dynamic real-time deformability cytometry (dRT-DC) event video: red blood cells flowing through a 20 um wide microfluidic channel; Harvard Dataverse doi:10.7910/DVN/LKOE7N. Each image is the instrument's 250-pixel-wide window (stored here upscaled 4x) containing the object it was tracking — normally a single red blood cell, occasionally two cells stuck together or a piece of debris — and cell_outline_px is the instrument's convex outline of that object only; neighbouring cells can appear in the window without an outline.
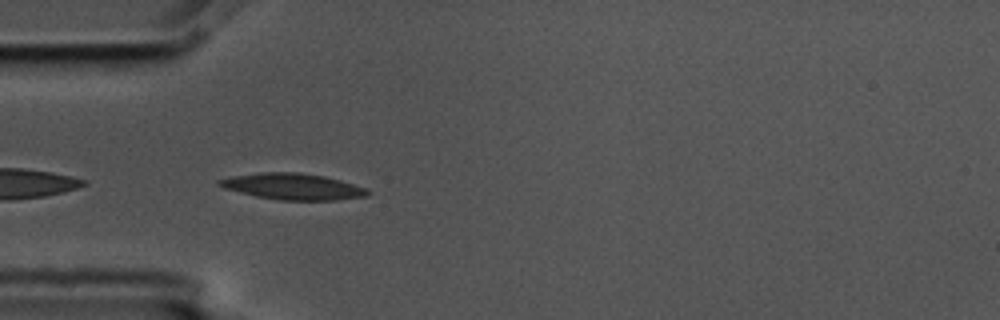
{"species": "common noctule bat (a hibernating species)", "species_latin": "Nyctalus noctula", "temperature_condition": "cold", "stored_images_in_passage": 6, "camera_frame_rate_fps": 3000, "um_per_image_px": 0.085, "animal": {"sex": "male", "body_mass_g": 17.5, "forearm_length_mm": 52.3}, "frame": {"image": 1, "passage_image": 5, "time_ms": 1.333, "image_size_px": [1000, 320], "cell_outline_px": [[368, 196], [336, 200], [280, 200], [256, 196], [224, 188], [216, 184], [216, 180], [236, 176], [260, 172], [296, 172], [324, 176], [340, 180], [368, 188]], "centroid_in_image_um": [24.9, 15.85], "position_along_channel_um": 60.1, "area_um2": 22.54}}